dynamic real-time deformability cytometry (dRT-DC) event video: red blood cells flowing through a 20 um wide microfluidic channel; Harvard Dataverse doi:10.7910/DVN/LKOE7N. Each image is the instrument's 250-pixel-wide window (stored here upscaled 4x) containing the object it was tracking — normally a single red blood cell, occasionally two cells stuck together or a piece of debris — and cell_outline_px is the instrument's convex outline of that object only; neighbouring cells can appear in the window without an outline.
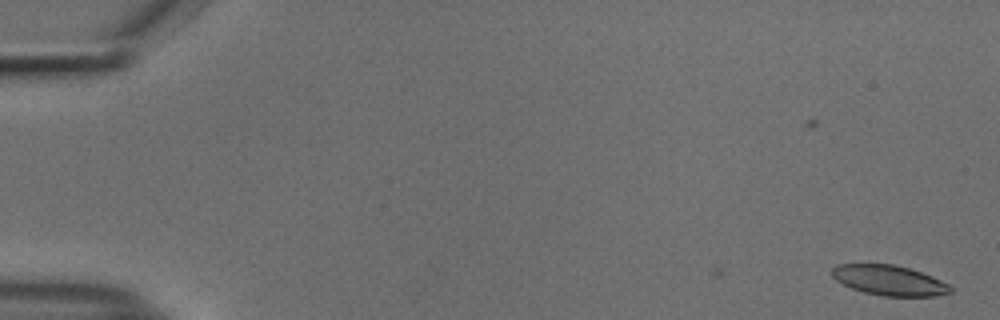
{"species": "common noctule bat (a hibernating species)", "species_latin": "Nyctalus noctula", "temperature_condition": "cold", "stored_images_in_passage": 48, "camera_frame_rate_fps": 3000, "um_per_image_px": 0.085, "animal": {"sex": "male", "body_mass_g": 18.8}, "frame": {"image": 1, "passage_image": 1, "time_ms": 0.0, "image_size_px": [1000, 320], "cell_outline_px": [[952, 292], [936, 296], [884, 296], [864, 292], [852, 288], [836, 280], [832, 276], [832, 268], [836, 264], [892, 264], [908, 268], [932, 276], [948, 284], [952, 288]], "centroid_in_image_um": [75.58, 23.83], "position_along_channel_um": 9.4, "area_um2": 20.63}}
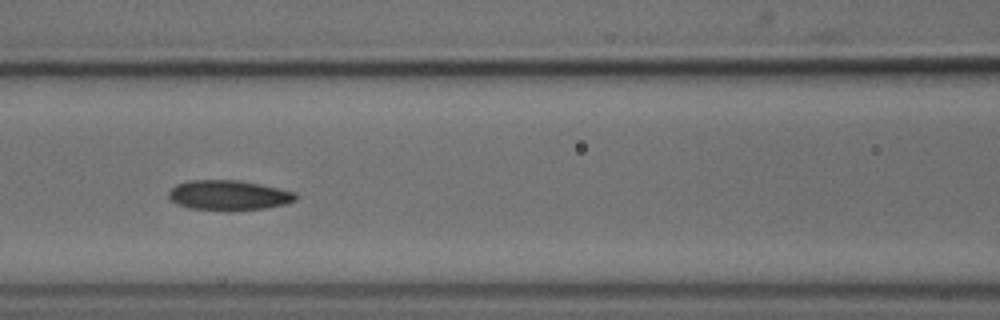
{"frame": {"image": 2, "passage_image": 24, "time_ms": 7.667, "image_size_px": [1000, 320], "cell_outline_px": [[296, 200], [284, 204], [264, 208], [232, 212], [188, 208], [176, 204], [168, 196], [168, 192], [176, 184], [188, 180], [240, 180], [260, 184], [296, 192]], "centroid_in_image_um": [19.41, 16.61], "position_along_channel_um": 147.2, "area_um2": 22.54}}
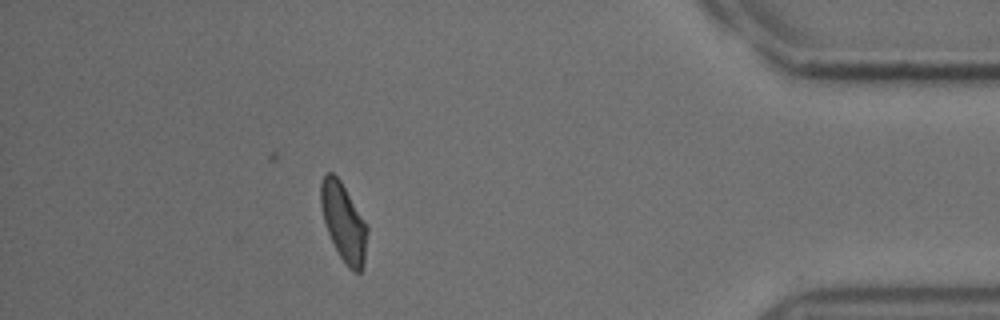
{"frame": {"image": 3, "passage_image": 48, "time_ms": 15.667, "image_size_px": [1000, 320], "cell_outline_px": [[368, 232], [364, 260], [360, 272], [352, 272], [348, 268], [340, 256], [328, 232], [324, 220], [320, 204], [320, 184], [324, 172], [332, 172], [340, 180], [368, 228]], "centroid_in_image_um": [29.19, 18.87], "position_along_channel_um": 406.0, "area_um2": 20.75}, "authors_computed_cell_mechanics": {"area_um2": 22.3108, "velocity_mm_per_s": 3.763, "shape_relaxation_time_tau1_ms": 6.7842, "shape_relaxation_time_tau2_ms": 2.8921, "deformation_change_tau1": 0.1357, "deformation_change_tau2": 0.0776}}